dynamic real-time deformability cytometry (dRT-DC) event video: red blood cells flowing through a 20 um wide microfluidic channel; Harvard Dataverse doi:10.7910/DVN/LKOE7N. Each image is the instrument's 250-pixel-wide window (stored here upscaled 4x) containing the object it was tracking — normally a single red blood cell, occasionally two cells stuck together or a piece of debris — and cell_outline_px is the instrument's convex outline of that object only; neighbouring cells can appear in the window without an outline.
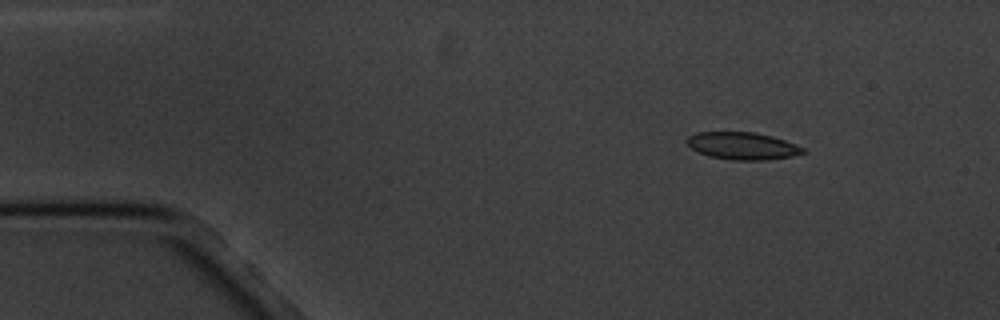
{"species": "common noctule bat (a hibernating species)", "species_latin": "Nyctalus noctula", "temperature_condition": "cold", "stored_images_in_passage": 8, "camera_frame_rate_fps": 3000, "um_per_image_px": 0.085, "animal": {"sex": "male", "body_mass_g": 20.1, "forearm_length_mm": 53.5}, "frame": {"image": 1, "passage_image": 1, "time_ms": 0.0, "image_size_px": [1000, 320], "cell_outline_px": [[808, 152], [792, 156], [764, 160], [732, 160], [712, 156], [700, 152], [692, 148], [684, 140], [688, 136], [696, 132], [756, 132], [772, 136], [784, 140], [804, 148]], "centroid_in_image_um": [63.12, 12.39], "position_along_channel_um": 21.9, "area_um2": 18.38}}
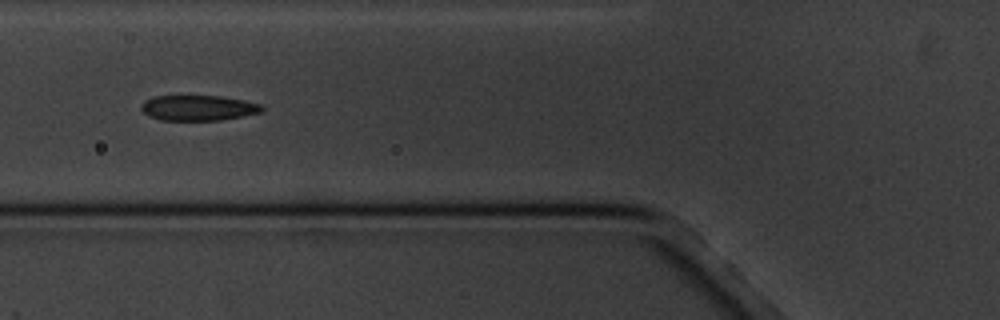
{"frame": {"image": 2, "passage_image": 5, "time_ms": 4.667, "image_size_px": [1000, 320], "cell_outline_px": [[264, 112], [220, 120], [160, 120], [148, 116], [140, 108], [140, 104], [144, 100], [156, 96], [220, 96], [244, 100], [264, 104]], "centroid_in_image_um": [16.88, 9.17], "position_along_channel_um": 108.9, "area_um2": 18.03}}
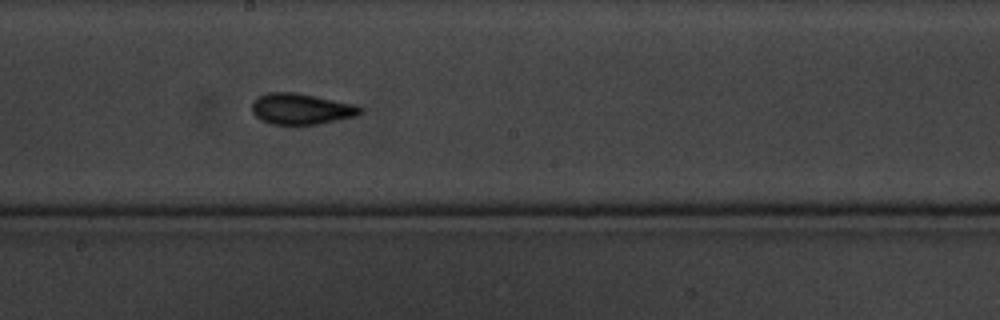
{"frame": {"image": 3, "passage_image": 8, "time_ms": 8.0, "image_size_px": [1000, 320], "cell_outline_px": [[364, 108], [356, 116], [320, 124], [272, 124], [260, 120], [252, 112], [252, 104], [260, 96], [268, 92], [292, 92], [316, 96], [352, 104]], "centroid_in_image_um": [25.59, 9.26], "position_along_channel_um": 222.6, "area_um2": 19.31}}